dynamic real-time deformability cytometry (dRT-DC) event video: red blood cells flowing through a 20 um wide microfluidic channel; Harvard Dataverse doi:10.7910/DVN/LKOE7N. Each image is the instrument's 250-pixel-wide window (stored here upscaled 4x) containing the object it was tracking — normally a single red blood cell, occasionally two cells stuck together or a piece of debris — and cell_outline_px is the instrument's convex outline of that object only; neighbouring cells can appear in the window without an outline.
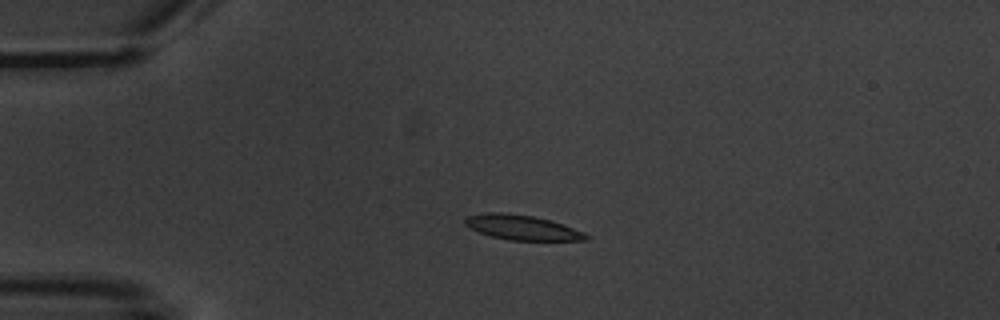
{"species": "common noctule bat (a hibernating species)", "species_latin": "Nyctalus noctula", "temperature_condition": "warm", "stored_images_in_passage": 1, "camera_frame_rate_fps": 3000, "um_per_image_px": 0.085, "animal": {"sex": "male", "body_mass_g": 20.1, "forearm_length_mm": 53.5}, "frame": {"image": 1, "passage_image": 1, "time_ms": 0.0, "image_size_px": [1000, 320], "cell_outline_px": [[588, 240], [508, 240], [492, 236], [480, 232], [464, 224], [464, 220], [468, 216], [484, 212], [504, 212], [532, 216], [548, 220], [584, 232], [588, 236]], "centroid_in_image_um": [44.34, 19.33], "position_along_channel_um": 40.7, "area_um2": 17.17}}